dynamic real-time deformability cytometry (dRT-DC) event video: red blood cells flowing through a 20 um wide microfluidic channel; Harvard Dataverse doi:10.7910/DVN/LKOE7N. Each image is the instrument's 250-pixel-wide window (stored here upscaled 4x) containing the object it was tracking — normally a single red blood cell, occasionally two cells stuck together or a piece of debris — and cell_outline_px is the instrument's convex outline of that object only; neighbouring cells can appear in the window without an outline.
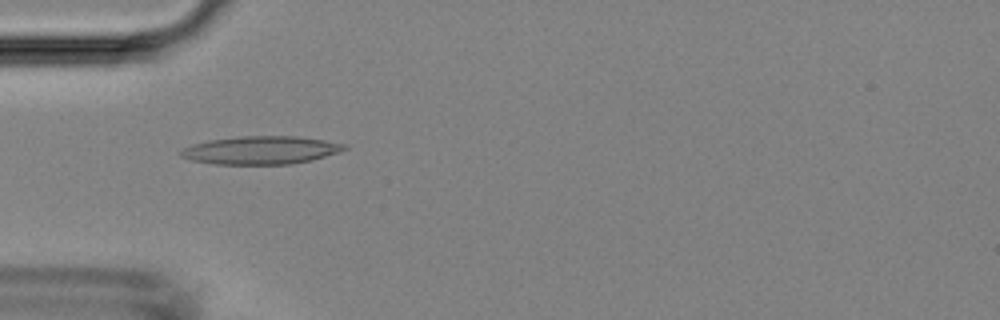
{"species": "Egyptian fruit bat (a non-hibernating species)", "species_latin": "Rousettus aegyptiacus", "temperature_condition": "room temperature", "stored_images_in_passage": 5, "camera_frame_rate_fps": 3000, "um_per_image_px": 0.085, "animal": {"sex": "female"}, "frame": {"image": 1, "passage_image": 4, "time_ms": 4.333, "image_size_px": [1000, 320], "cell_outline_px": [[348, 148], [340, 152], [312, 160], [292, 164], [212, 164], [192, 160], [180, 156], [176, 152], [192, 144], [208, 140], [236, 136], [296, 136], [324, 140], [344, 144]], "centroid_in_image_um": [22.14, 12.76], "position_along_channel_um": 62.9, "area_um2": 26.93}}